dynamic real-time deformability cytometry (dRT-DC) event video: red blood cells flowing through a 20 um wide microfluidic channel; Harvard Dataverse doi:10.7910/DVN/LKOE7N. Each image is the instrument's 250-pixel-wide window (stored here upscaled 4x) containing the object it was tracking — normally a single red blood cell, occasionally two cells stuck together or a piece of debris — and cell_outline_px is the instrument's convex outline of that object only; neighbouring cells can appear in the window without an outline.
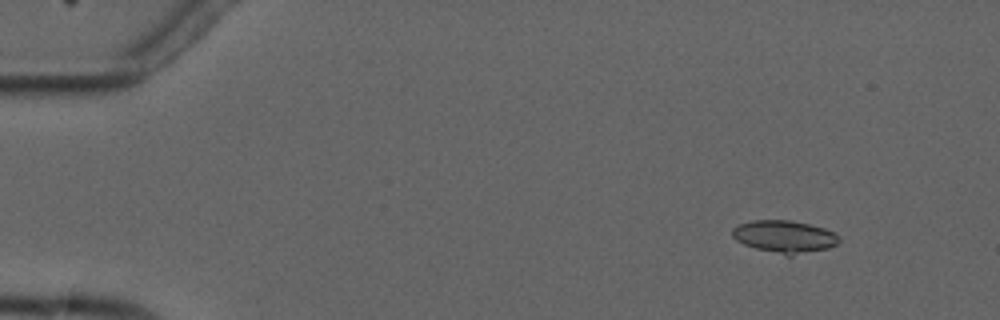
{"species": "common noctule bat (a hibernating species)", "species_latin": "Nyctalus noctula", "temperature_condition": "cold", "stored_images_in_passage": 5, "camera_frame_rate_fps": 3000, "um_per_image_px": 0.085, "animal": {"sex": "male", "forearm_length_mm": 52.5}, "frame": {"image": 1, "passage_image": 2, "time_ms": 1.333, "image_size_px": [1000, 320], "cell_outline_px": [[840, 240], [836, 244], [828, 248], [792, 256], [788, 256], [756, 248], [744, 244], [736, 240], [732, 236], [732, 228], [740, 224], [752, 220], [792, 220], [824, 228], [836, 232]], "centroid_in_image_um": [66.69, 20.11], "position_along_channel_um": 18.3, "area_um2": 20.17}}